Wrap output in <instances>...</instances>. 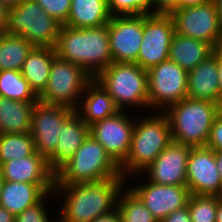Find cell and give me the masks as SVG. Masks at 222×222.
I'll return each instance as SVG.
<instances>
[{
  "label": "cell",
  "mask_w": 222,
  "mask_h": 222,
  "mask_svg": "<svg viewBox=\"0 0 222 222\" xmlns=\"http://www.w3.org/2000/svg\"><path fill=\"white\" fill-rule=\"evenodd\" d=\"M34 46L20 35L0 33V71H21Z\"/></svg>",
  "instance_id": "obj_27"
},
{
  "label": "cell",
  "mask_w": 222,
  "mask_h": 222,
  "mask_svg": "<svg viewBox=\"0 0 222 222\" xmlns=\"http://www.w3.org/2000/svg\"><path fill=\"white\" fill-rule=\"evenodd\" d=\"M44 11L59 22L66 24L71 7V0H35Z\"/></svg>",
  "instance_id": "obj_34"
},
{
  "label": "cell",
  "mask_w": 222,
  "mask_h": 222,
  "mask_svg": "<svg viewBox=\"0 0 222 222\" xmlns=\"http://www.w3.org/2000/svg\"><path fill=\"white\" fill-rule=\"evenodd\" d=\"M140 114L136 115L129 153L119 166L125 179L141 174L172 142L169 121L163 111Z\"/></svg>",
  "instance_id": "obj_3"
},
{
  "label": "cell",
  "mask_w": 222,
  "mask_h": 222,
  "mask_svg": "<svg viewBox=\"0 0 222 222\" xmlns=\"http://www.w3.org/2000/svg\"><path fill=\"white\" fill-rule=\"evenodd\" d=\"M212 0H179L178 4L174 8H185V7H192L198 6L205 3H208Z\"/></svg>",
  "instance_id": "obj_40"
},
{
  "label": "cell",
  "mask_w": 222,
  "mask_h": 222,
  "mask_svg": "<svg viewBox=\"0 0 222 222\" xmlns=\"http://www.w3.org/2000/svg\"><path fill=\"white\" fill-rule=\"evenodd\" d=\"M169 14L176 33L205 41L213 48L220 45L222 25L213 0L198 6L173 8Z\"/></svg>",
  "instance_id": "obj_10"
},
{
  "label": "cell",
  "mask_w": 222,
  "mask_h": 222,
  "mask_svg": "<svg viewBox=\"0 0 222 222\" xmlns=\"http://www.w3.org/2000/svg\"><path fill=\"white\" fill-rule=\"evenodd\" d=\"M35 152V142L29 132L0 135V165L10 160L31 156Z\"/></svg>",
  "instance_id": "obj_29"
},
{
  "label": "cell",
  "mask_w": 222,
  "mask_h": 222,
  "mask_svg": "<svg viewBox=\"0 0 222 222\" xmlns=\"http://www.w3.org/2000/svg\"><path fill=\"white\" fill-rule=\"evenodd\" d=\"M219 47L222 49V38H221V43H220Z\"/></svg>",
  "instance_id": "obj_48"
},
{
  "label": "cell",
  "mask_w": 222,
  "mask_h": 222,
  "mask_svg": "<svg viewBox=\"0 0 222 222\" xmlns=\"http://www.w3.org/2000/svg\"><path fill=\"white\" fill-rule=\"evenodd\" d=\"M0 222H15V216L0 206Z\"/></svg>",
  "instance_id": "obj_42"
},
{
  "label": "cell",
  "mask_w": 222,
  "mask_h": 222,
  "mask_svg": "<svg viewBox=\"0 0 222 222\" xmlns=\"http://www.w3.org/2000/svg\"><path fill=\"white\" fill-rule=\"evenodd\" d=\"M108 9L114 15H141L154 13L153 0H108Z\"/></svg>",
  "instance_id": "obj_33"
},
{
  "label": "cell",
  "mask_w": 222,
  "mask_h": 222,
  "mask_svg": "<svg viewBox=\"0 0 222 222\" xmlns=\"http://www.w3.org/2000/svg\"><path fill=\"white\" fill-rule=\"evenodd\" d=\"M217 170L222 181V150L214 151Z\"/></svg>",
  "instance_id": "obj_43"
},
{
  "label": "cell",
  "mask_w": 222,
  "mask_h": 222,
  "mask_svg": "<svg viewBox=\"0 0 222 222\" xmlns=\"http://www.w3.org/2000/svg\"><path fill=\"white\" fill-rule=\"evenodd\" d=\"M116 209L119 212L121 222H158L127 185L119 193Z\"/></svg>",
  "instance_id": "obj_28"
},
{
  "label": "cell",
  "mask_w": 222,
  "mask_h": 222,
  "mask_svg": "<svg viewBox=\"0 0 222 222\" xmlns=\"http://www.w3.org/2000/svg\"><path fill=\"white\" fill-rule=\"evenodd\" d=\"M187 187L190 194L222 197L220 179L214 156V150L192 147L186 166Z\"/></svg>",
  "instance_id": "obj_16"
},
{
  "label": "cell",
  "mask_w": 222,
  "mask_h": 222,
  "mask_svg": "<svg viewBox=\"0 0 222 222\" xmlns=\"http://www.w3.org/2000/svg\"><path fill=\"white\" fill-rule=\"evenodd\" d=\"M216 222H222V197L218 196V206L216 212Z\"/></svg>",
  "instance_id": "obj_44"
},
{
  "label": "cell",
  "mask_w": 222,
  "mask_h": 222,
  "mask_svg": "<svg viewBox=\"0 0 222 222\" xmlns=\"http://www.w3.org/2000/svg\"><path fill=\"white\" fill-rule=\"evenodd\" d=\"M36 102H22L0 96V135L30 132Z\"/></svg>",
  "instance_id": "obj_26"
},
{
  "label": "cell",
  "mask_w": 222,
  "mask_h": 222,
  "mask_svg": "<svg viewBox=\"0 0 222 222\" xmlns=\"http://www.w3.org/2000/svg\"><path fill=\"white\" fill-rule=\"evenodd\" d=\"M94 79L108 92L119 110L133 112L134 109L137 113H146L142 108L149 110L148 72L140 65L112 62Z\"/></svg>",
  "instance_id": "obj_5"
},
{
  "label": "cell",
  "mask_w": 222,
  "mask_h": 222,
  "mask_svg": "<svg viewBox=\"0 0 222 222\" xmlns=\"http://www.w3.org/2000/svg\"><path fill=\"white\" fill-rule=\"evenodd\" d=\"M0 96L22 102L38 101L21 71L14 70L0 71Z\"/></svg>",
  "instance_id": "obj_30"
},
{
  "label": "cell",
  "mask_w": 222,
  "mask_h": 222,
  "mask_svg": "<svg viewBox=\"0 0 222 222\" xmlns=\"http://www.w3.org/2000/svg\"><path fill=\"white\" fill-rule=\"evenodd\" d=\"M45 195L37 184L4 180L0 192V206L16 216L37 204Z\"/></svg>",
  "instance_id": "obj_24"
},
{
  "label": "cell",
  "mask_w": 222,
  "mask_h": 222,
  "mask_svg": "<svg viewBox=\"0 0 222 222\" xmlns=\"http://www.w3.org/2000/svg\"><path fill=\"white\" fill-rule=\"evenodd\" d=\"M154 13L162 12L169 13L177 4L179 0H153Z\"/></svg>",
  "instance_id": "obj_37"
},
{
  "label": "cell",
  "mask_w": 222,
  "mask_h": 222,
  "mask_svg": "<svg viewBox=\"0 0 222 222\" xmlns=\"http://www.w3.org/2000/svg\"><path fill=\"white\" fill-rule=\"evenodd\" d=\"M91 222H121V219L119 212L115 209L111 213L97 217Z\"/></svg>",
  "instance_id": "obj_39"
},
{
  "label": "cell",
  "mask_w": 222,
  "mask_h": 222,
  "mask_svg": "<svg viewBox=\"0 0 222 222\" xmlns=\"http://www.w3.org/2000/svg\"><path fill=\"white\" fill-rule=\"evenodd\" d=\"M8 7L0 3V33L5 31L7 23Z\"/></svg>",
  "instance_id": "obj_41"
},
{
  "label": "cell",
  "mask_w": 222,
  "mask_h": 222,
  "mask_svg": "<svg viewBox=\"0 0 222 222\" xmlns=\"http://www.w3.org/2000/svg\"><path fill=\"white\" fill-rule=\"evenodd\" d=\"M50 200H53L54 202L52 201V203H55L56 196L54 192L47 193L37 204L23 210L20 214L16 215L15 222H59V220H57L58 210L57 212H54L55 214L53 215L51 210L54 211V206L51 207L48 205Z\"/></svg>",
  "instance_id": "obj_32"
},
{
  "label": "cell",
  "mask_w": 222,
  "mask_h": 222,
  "mask_svg": "<svg viewBox=\"0 0 222 222\" xmlns=\"http://www.w3.org/2000/svg\"><path fill=\"white\" fill-rule=\"evenodd\" d=\"M192 147L172 141L142 172L159 185H186V166Z\"/></svg>",
  "instance_id": "obj_17"
},
{
  "label": "cell",
  "mask_w": 222,
  "mask_h": 222,
  "mask_svg": "<svg viewBox=\"0 0 222 222\" xmlns=\"http://www.w3.org/2000/svg\"><path fill=\"white\" fill-rule=\"evenodd\" d=\"M120 176L119 166L89 134L74 155L55 172V184L99 182Z\"/></svg>",
  "instance_id": "obj_6"
},
{
  "label": "cell",
  "mask_w": 222,
  "mask_h": 222,
  "mask_svg": "<svg viewBox=\"0 0 222 222\" xmlns=\"http://www.w3.org/2000/svg\"><path fill=\"white\" fill-rule=\"evenodd\" d=\"M56 56L55 48L34 47L24 61L22 76L28 81L37 97L47 86L50 69Z\"/></svg>",
  "instance_id": "obj_23"
},
{
  "label": "cell",
  "mask_w": 222,
  "mask_h": 222,
  "mask_svg": "<svg viewBox=\"0 0 222 222\" xmlns=\"http://www.w3.org/2000/svg\"><path fill=\"white\" fill-rule=\"evenodd\" d=\"M20 0H0V3H3L6 7H12L17 4Z\"/></svg>",
  "instance_id": "obj_46"
},
{
  "label": "cell",
  "mask_w": 222,
  "mask_h": 222,
  "mask_svg": "<svg viewBox=\"0 0 222 222\" xmlns=\"http://www.w3.org/2000/svg\"><path fill=\"white\" fill-rule=\"evenodd\" d=\"M216 6V9L218 11L219 14V19L222 25V0H213Z\"/></svg>",
  "instance_id": "obj_45"
},
{
  "label": "cell",
  "mask_w": 222,
  "mask_h": 222,
  "mask_svg": "<svg viewBox=\"0 0 222 222\" xmlns=\"http://www.w3.org/2000/svg\"><path fill=\"white\" fill-rule=\"evenodd\" d=\"M89 136V126L74 112L62 125L55 152L47 159L56 172L65 164Z\"/></svg>",
  "instance_id": "obj_19"
},
{
  "label": "cell",
  "mask_w": 222,
  "mask_h": 222,
  "mask_svg": "<svg viewBox=\"0 0 222 222\" xmlns=\"http://www.w3.org/2000/svg\"><path fill=\"white\" fill-rule=\"evenodd\" d=\"M221 110L222 107L215 102L186 97L163 112L169 121L172 141L190 147H203Z\"/></svg>",
  "instance_id": "obj_4"
},
{
  "label": "cell",
  "mask_w": 222,
  "mask_h": 222,
  "mask_svg": "<svg viewBox=\"0 0 222 222\" xmlns=\"http://www.w3.org/2000/svg\"><path fill=\"white\" fill-rule=\"evenodd\" d=\"M118 111L111 96L95 79L86 86L78 107L75 109L76 114L88 126L112 116Z\"/></svg>",
  "instance_id": "obj_21"
},
{
  "label": "cell",
  "mask_w": 222,
  "mask_h": 222,
  "mask_svg": "<svg viewBox=\"0 0 222 222\" xmlns=\"http://www.w3.org/2000/svg\"><path fill=\"white\" fill-rule=\"evenodd\" d=\"M187 97L220 105L217 59L213 55L188 72Z\"/></svg>",
  "instance_id": "obj_20"
},
{
  "label": "cell",
  "mask_w": 222,
  "mask_h": 222,
  "mask_svg": "<svg viewBox=\"0 0 222 222\" xmlns=\"http://www.w3.org/2000/svg\"><path fill=\"white\" fill-rule=\"evenodd\" d=\"M3 182H4V179H3L1 171H0V192H1V189H2Z\"/></svg>",
  "instance_id": "obj_47"
},
{
  "label": "cell",
  "mask_w": 222,
  "mask_h": 222,
  "mask_svg": "<svg viewBox=\"0 0 222 222\" xmlns=\"http://www.w3.org/2000/svg\"><path fill=\"white\" fill-rule=\"evenodd\" d=\"M212 55L217 59L219 89H220V106L222 107V49L219 46L214 48Z\"/></svg>",
  "instance_id": "obj_38"
},
{
  "label": "cell",
  "mask_w": 222,
  "mask_h": 222,
  "mask_svg": "<svg viewBox=\"0 0 222 222\" xmlns=\"http://www.w3.org/2000/svg\"><path fill=\"white\" fill-rule=\"evenodd\" d=\"M187 206L192 222H216L218 196L191 194Z\"/></svg>",
  "instance_id": "obj_31"
},
{
  "label": "cell",
  "mask_w": 222,
  "mask_h": 222,
  "mask_svg": "<svg viewBox=\"0 0 222 222\" xmlns=\"http://www.w3.org/2000/svg\"><path fill=\"white\" fill-rule=\"evenodd\" d=\"M161 222H192L188 206L175 210L167 215Z\"/></svg>",
  "instance_id": "obj_36"
},
{
  "label": "cell",
  "mask_w": 222,
  "mask_h": 222,
  "mask_svg": "<svg viewBox=\"0 0 222 222\" xmlns=\"http://www.w3.org/2000/svg\"><path fill=\"white\" fill-rule=\"evenodd\" d=\"M108 37L113 62L136 63L143 38V14L112 16Z\"/></svg>",
  "instance_id": "obj_15"
},
{
  "label": "cell",
  "mask_w": 222,
  "mask_h": 222,
  "mask_svg": "<svg viewBox=\"0 0 222 222\" xmlns=\"http://www.w3.org/2000/svg\"><path fill=\"white\" fill-rule=\"evenodd\" d=\"M174 34V22L169 13L143 14V38L136 64L148 71L167 61Z\"/></svg>",
  "instance_id": "obj_11"
},
{
  "label": "cell",
  "mask_w": 222,
  "mask_h": 222,
  "mask_svg": "<svg viewBox=\"0 0 222 222\" xmlns=\"http://www.w3.org/2000/svg\"><path fill=\"white\" fill-rule=\"evenodd\" d=\"M0 171L5 181L37 184L46 194L54 191L55 172L37 151L31 156L1 164Z\"/></svg>",
  "instance_id": "obj_18"
},
{
  "label": "cell",
  "mask_w": 222,
  "mask_h": 222,
  "mask_svg": "<svg viewBox=\"0 0 222 222\" xmlns=\"http://www.w3.org/2000/svg\"><path fill=\"white\" fill-rule=\"evenodd\" d=\"M147 72L149 109L147 113L164 111L168 106L187 97L188 72L177 63L167 60Z\"/></svg>",
  "instance_id": "obj_9"
},
{
  "label": "cell",
  "mask_w": 222,
  "mask_h": 222,
  "mask_svg": "<svg viewBox=\"0 0 222 222\" xmlns=\"http://www.w3.org/2000/svg\"><path fill=\"white\" fill-rule=\"evenodd\" d=\"M75 112L74 109L37 101L31 119L30 134L35 150L48 159L56 150L61 125Z\"/></svg>",
  "instance_id": "obj_14"
},
{
  "label": "cell",
  "mask_w": 222,
  "mask_h": 222,
  "mask_svg": "<svg viewBox=\"0 0 222 222\" xmlns=\"http://www.w3.org/2000/svg\"><path fill=\"white\" fill-rule=\"evenodd\" d=\"M125 185L126 179L122 175L99 182L55 184L53 192L59 197L56 202L60 204L57 207L59 222H91L111 213L116 209L119 193Z\"/></svg>",
  "instance_id": "obj_1"
},
{
  "label": "cell",
  "mask_w": 222,
  "mask_h": 222,
  "mask_svg": "<svg viewBox=\"0 0 222 222\" xmlns=\"http://www.w3.org/2000/svg\"><path fill=\"white\" fill-rule=\"evenodd\" d=\"M111 17L108 0H71L65 26L73 28L100 27L108 24Z\"/></svg>",
  "instance_id": "obj_25"
},
{
  "label": "cell",
  "mask_w": 222,
  "mask_h": 222,
  "mask_svg": "<svg viewBox=\"0 0 222 222\" xmlns=\"http://www.w3.org/2000/svg\"><path fill=\"white\" fill-rule=\"evenodd\" d=\"M206 147L214 151L222 150V110L215 117Z\"/></svg>",
  "instance_id": "obj_35"
},
{
  "label": "cell",
  "mask_w": 222,
  "mask_h": 222,
  "mask_svg": "<svg viewBox=\"0 0 222 222\" xmlns=\"http://www.w3.org/2000/svg\"><path fill=\"white\" fill-rule=\"evenodd\" d=\"M61 26L35 0H20L8 8L5 32L20 35L34 47L55 48Z\"/></svg>",
  "instance_id": "obj_7"
},
{
  "label": "cell",
  "mask_w": 222,
  "mask_h": 222,
  "mask_svg": "<svg viewBox=\"0 0 222 222\" xmlns=\"http://www.w3.org/2000/svg\"><path fill=\"white\" fill-rule=\"evenodd\" d=\"M132 177L141 179V181L136 182ZM130 182L132 184L134 182V184L130 185ZM126 185L140 198L158 222L175 210L187 206L191 195L187 185L155 184L147 178L145 179L142 173L127 178Z\"/></svg>",
  "instance_id": "obj_12"
},
{
  "label": "cell",
  "mask_w": 222,
  "mask_h": 222,
  "mask_svg": "<svg viewBox=\"0 0 222 222\" xmlns=\"http://www.w3.org/2000/svg\"><path fill=\"white\" fill-rule=\"evenodd\" d=\"M213 47L205 41L186 37L175 32L168 60L189 72L212 55Z\"/></svg>",
  "instance_id": "obj_22"
},
{
  "label": "cell",
  "mask_w": 222,
  "mask_h": 222,
  "mask_svg": "<svg viewBox=\"0 0 222 222\" xmlns=\"http://www.w3.org/2000/svg\"><path fill=\"white\" fill-rule=\"evenodd\" d=\"M135 122V111L132 113L128 110H119L114 115L89 126V134L105 148L107 154L120 166L129 153Z\"/></svg>",
  "instance_id": "obj_13"
},
{
  "label": "cell",
  "mask_w": 222,
  "mask_h": 222,
  "mask_svg": "<svg viewBox=\"0 0 222 222\" xmlns=\"http://www.w3.org/2000/svg\"><path fill=\"white\" fill-rule=\"evenodd\" d=\"M55 51L59 58L81 66L95 78L113 62L108 24L90 28L61 26Z\"/></svg>",
  "instance_id": "obj_2"
},
{
  "label": "cell",
  "mask_w": 222,
  "mask_h": 222,
  "mask_svg": "<svg viewBox=\"0 0 222 222\" xmlns=\"http://www.w3.org/2000/svg\"><path fill=\"white\" fill-rule=\"evenodd\" d=\"M93 79L81 66L56 56L50 69L47 86L38 97V101L63 105L75 110L84 89Z\"/></svg>",
  "instance_id": "obj_8"
}]
</instances>
